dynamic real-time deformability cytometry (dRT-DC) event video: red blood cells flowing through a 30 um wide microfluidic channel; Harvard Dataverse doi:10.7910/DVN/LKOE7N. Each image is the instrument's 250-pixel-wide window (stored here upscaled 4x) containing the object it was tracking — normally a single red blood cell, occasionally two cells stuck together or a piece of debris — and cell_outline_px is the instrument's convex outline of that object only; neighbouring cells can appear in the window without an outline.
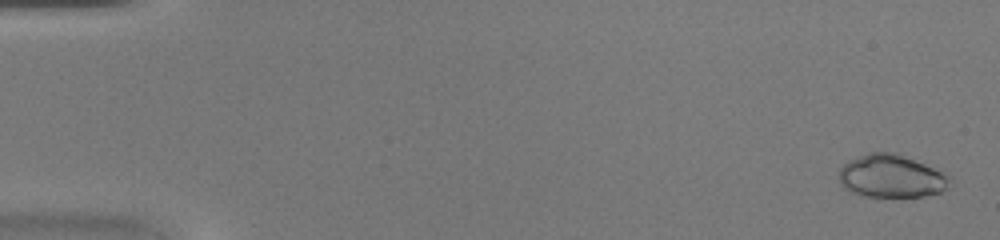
{"species": "common noctule bat (a hibernating species)", "species_latin": "Nyctalus noctula", "temperature_condition": "warm", "stored_images_in_passage": 46, "camera_frame_rate_fps": 3000, "um_per_image_px": 0.085, "animal": {"sex": "female", "body_mass_g": 20.0, "forearm_length_mm": 54.0}, "frame": {"image": 1, "passage_image": 2, "time_ms": 0.333, "image_size_px": [1000, 240], "cell_outline_px": [[948, 180], [944, 188], [940, 192], [928, 196], [864, 196], [852, 192], [844, 188], [840, 184], [840, 168], [848, 160], [868, 152], [896, 152], [924, 164], [948, 176]], "centroid_in_image_um": [75.68, 14.97], "position_along_channel_um": 9.3, "area_um2": 27.22}}
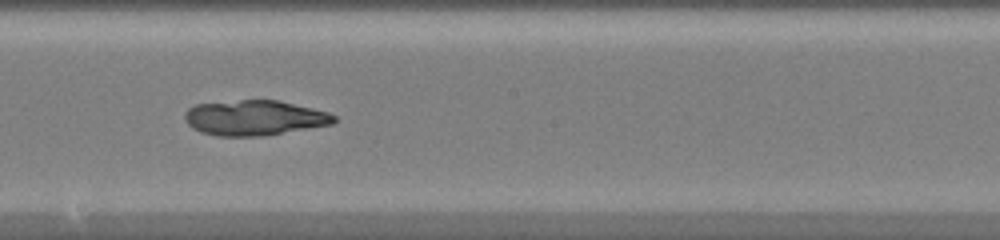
{"frame": {"image": 2, "passage_image": 27, "time_ms": 8.667, "image_size_px": [1000, 240], "cell_outline_px": [[336, 120], [332, 124], [264, 136], [216, 136], [200, 132], [192, 128], [184, 120], [184, 112], [188, 108], [196, 104], [240, 100], [280, 100], [328, 112], [336, 116]], "centroid_in_image_um": [21.6, 10.02], "position_along_channel_um": 226.6, "area_um2": 30.75}}
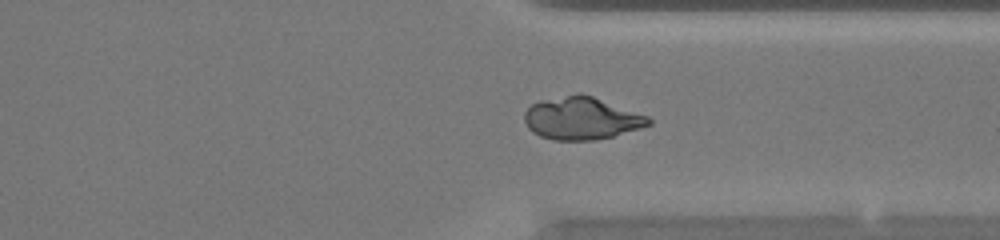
{"frame": {"image": 3, "passage_image": 36, "time_ms": 11.667, "image_size_px": [1000, 240], "cell_outline_px": [[652, 124], [640, 128], [612, 136], [596, 140], [552, 140], [540, 136], [532, 132], [528, 128], [524, 120], [524, 112], [532, 104], [540, 100], [576, 92], [580, 92], [592, 96], [648, 116], [652, 120]], "centroid_in_image_um": [49.4, 10.05], "position_along_channel_um": 362.0, "area_um2": 30.92}}